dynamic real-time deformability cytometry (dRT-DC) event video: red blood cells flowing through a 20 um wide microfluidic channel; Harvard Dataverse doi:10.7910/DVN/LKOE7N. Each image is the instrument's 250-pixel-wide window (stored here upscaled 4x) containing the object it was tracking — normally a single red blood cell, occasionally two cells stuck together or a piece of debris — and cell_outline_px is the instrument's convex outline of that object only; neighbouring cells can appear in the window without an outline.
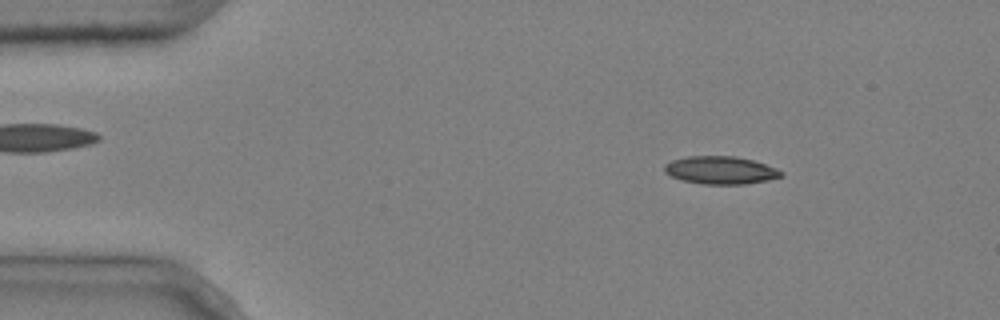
{"species": "common noctule bat (a hibernating species)", "species_latin": "Nyctalus noctula", "temperature_condition": "cold", "stored_images_in_passage": 5, "segment_of_instrument_passage": [1, 2], "camera_frame_rate_fps": 3000, "um_per_image_px": 0.085, "animal": {"sex": "male", "body_mass_g": 20.4}, "frame": {"image": 1, "passage_image": 2, "time_ms": 0.333, "image_size_px": [1000, 320], "cell_outline_px": [[784, 176], [768, 180], [744, 184], [704, 184], [680, 180], [664, 172], [664, 164], [672, 160], [688, 156], [736, 156], [752, 160], [776, 168], [784, 172]], "centroid_in_image_um": [61.24, 14.47], "position_along_channel_um": 23.8, "area_um2": 18.96}}
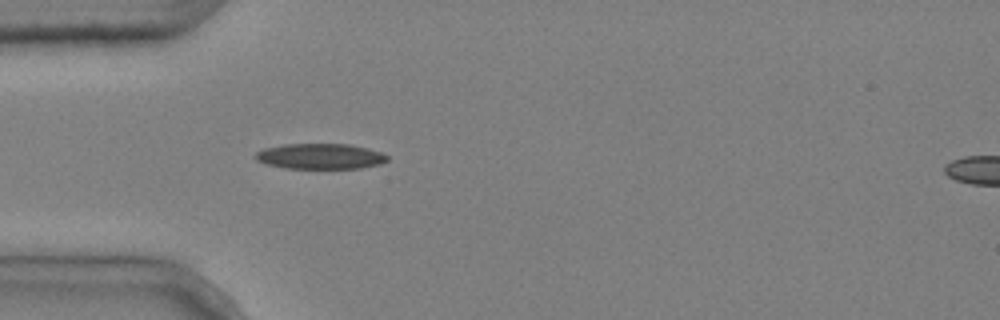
{"frame": {"image": 2, "passage_image": 4, "time_ms": 1.0, "image_size_px": [1000, 320], "cell_outline_px": [[388, 160], [380, 164], [360, 168], [284, 168], [264, 164], [256, 160], [252, 156], [256, 152], [264, 148], [284, 144], [348, 144], [368, 148], [380, 152], [388, 156]], "centroid_in_image_um": [27.17, 13.28], "position_along_channel_um": 57.8, "area_um2": 19.71}}